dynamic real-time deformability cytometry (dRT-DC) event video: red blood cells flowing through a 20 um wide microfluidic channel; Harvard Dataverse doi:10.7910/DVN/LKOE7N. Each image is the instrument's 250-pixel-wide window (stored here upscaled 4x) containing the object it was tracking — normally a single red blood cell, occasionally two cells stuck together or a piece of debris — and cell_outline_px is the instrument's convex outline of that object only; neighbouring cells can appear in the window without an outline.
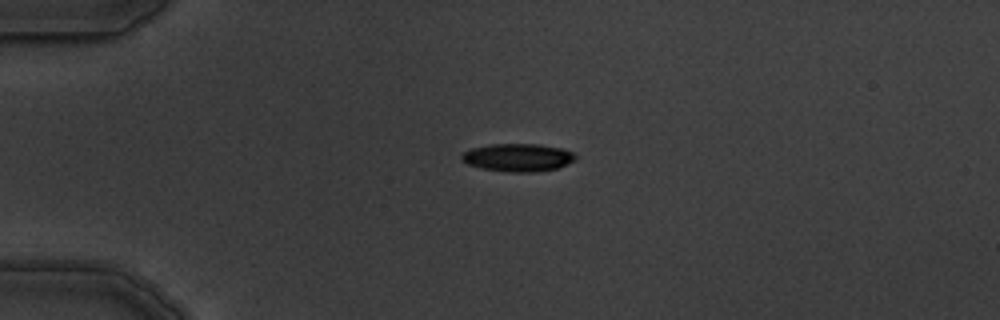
{"species": "common noctule bat (a hibernating species)", "species_latin": "Nyctalus noctula", "temperature_condition": "warm", "stored_images_in_passage": 3, "camera_frame_rate_fps": 3000, "um_per_image_px": 0.085, "animal": {"sex": "male", "body_mass_g": 19.5, "forearm_length_mm": 54.6}, "frame": {"image": 1, "passage_image": 1, "time_ms": 0.0, "image_size_px": [1000, 320], "cell_outline_px": [[576, 156], [572, 160], [556, 168], [532, 172], [508, 172], [480, 168], [468, 164], [460, 160], [460, 156], [464, 152], [472, 148], [492, 144], [540, 144], [564, 148], [572, 152]], "centroid_in_image_um": [43.97, 13.38], "position_along_channel_um": 41.0, "area_um2": 18.38}}